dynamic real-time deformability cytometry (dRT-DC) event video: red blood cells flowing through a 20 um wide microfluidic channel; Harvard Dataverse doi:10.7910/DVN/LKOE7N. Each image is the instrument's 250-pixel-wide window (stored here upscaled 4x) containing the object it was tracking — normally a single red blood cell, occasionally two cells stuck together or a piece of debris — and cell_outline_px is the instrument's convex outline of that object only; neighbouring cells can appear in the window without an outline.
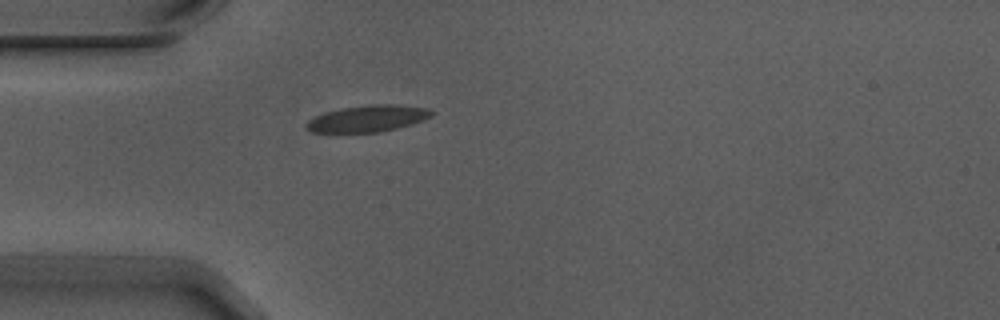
{"species": "Egyptian fruit bat (a non-hibernating species)", "species_latin": "Rousettus aegyptiacus", "temperature_condition": "warm", "stored_images_in_passage": 1, "camera_frame_rate_fps": 3000, "um_per_image_px": 0.085, "animal": {"sex": "male"}, "frame": {"image": 1, "passage_image": 1, "time_ms": 0.0, "image_size_px": [1000, 320], "cell_outline_px": [[432, 116], [412, 124], [380, 132], [312, 132], [304, 124], [308, 120], [324, 112], [344, 108], [372, 104], [392, 104], [428, 108], [432, 112]], "centroid_in_image_um": [31.25, 10.07], "position_along_channel_um": 53.7, "area_um2": 19.13}}